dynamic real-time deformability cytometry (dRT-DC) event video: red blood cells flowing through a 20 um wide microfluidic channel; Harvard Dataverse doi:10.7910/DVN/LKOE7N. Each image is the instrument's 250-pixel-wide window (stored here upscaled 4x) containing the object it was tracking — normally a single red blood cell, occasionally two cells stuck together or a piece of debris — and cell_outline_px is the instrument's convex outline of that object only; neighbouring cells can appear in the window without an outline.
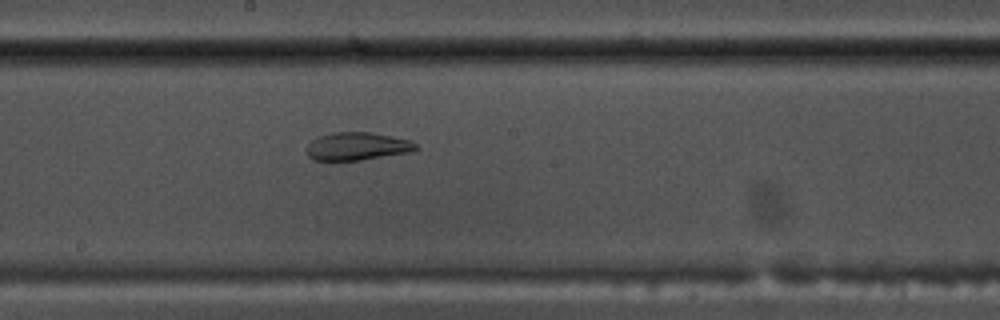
{"species": "common noctule bat (a hibernating species)", "species_latin": "Nyctalus noctula", "temperature_condition": "warm", "stored_images_in_passage": 37, "camera_frame_rate_fps": 3000, "um_per_image_px": 0.085, "animal": {"sex": "male", "body_mass_g": 17.5, "forearm_length_mm": 52.3}, "frame": {"image": 1, "passage_image": 16, "time_ms": 5.0, "image_size_px": [1000, 320], "cell_outline_px": [[420, 148], [412, 152], [360, 160], [312, 160], [308, 156], [308, 144], [316, 136], [332, 132], [372, 132], [412, 140]], "centroid_in_image_um": [30.39, 12.42], "position_along_channel_um": 217.8, "area_um2": 17.98}}
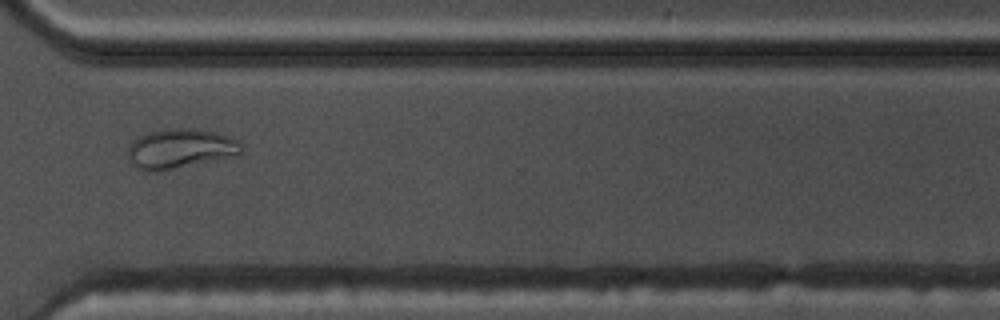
{"frame": {"image": 2, "passage_image": 27, "time_ms": 8.667, "image_size_px": [1000, 320], "cell_outline_px": [[244, 148], [240, 152], [224, 156], [156, 172], [148, 172], [140, 168], [128, 160], [128, 148], [132, 140], [148, 132], [164, 128], [188, 128], [216, 132], [228, 136], [236, 140]], "centroid_in_image_um": [15.22, 12.6], "position_along_channel_um": 355.4, "area_um2": 25.37}}